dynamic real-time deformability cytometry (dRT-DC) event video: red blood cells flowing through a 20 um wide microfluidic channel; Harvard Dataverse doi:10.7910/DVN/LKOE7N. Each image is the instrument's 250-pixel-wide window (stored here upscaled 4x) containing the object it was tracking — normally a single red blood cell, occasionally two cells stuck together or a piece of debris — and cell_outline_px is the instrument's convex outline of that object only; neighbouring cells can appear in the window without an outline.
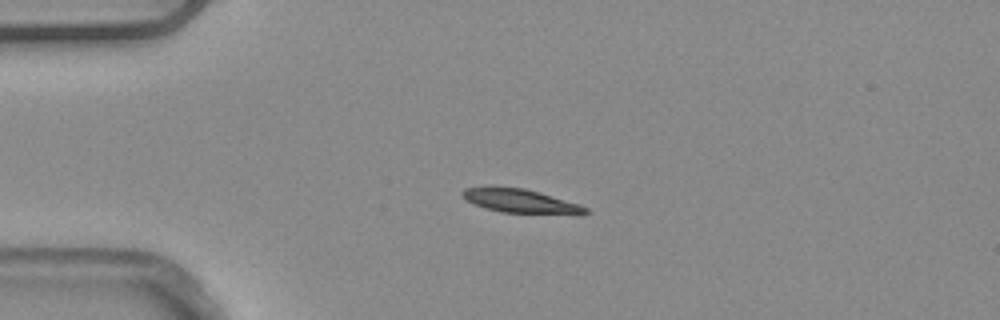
{"species": "common noctule bat (a hibernating species)", "species_latin": "Nyctalus noctula", "temperature_condition": "warm", "stored_images_in_passage": 2, "camera_frame_rate_fps": 3000, "um_per_image_px": 0.085, "animal": {"sex": "male", "body_mass_g": 20.4}, "frame": {"image": 1, "passage_image": 2, "time_ms": 0.333, "image_size_px": [1000, 320], "cell_outline_px": [[588, 212], [580, 216], [500, 212], [484, 208], [472, 204], [460, 192], [464, 188], [524, 188], [540, 192], [580, 204], [588, 208]], "centroid_in_image_um": [44.38, 17.14], "position_along_channel_um": 40.6, "area_um2": 17.28}}